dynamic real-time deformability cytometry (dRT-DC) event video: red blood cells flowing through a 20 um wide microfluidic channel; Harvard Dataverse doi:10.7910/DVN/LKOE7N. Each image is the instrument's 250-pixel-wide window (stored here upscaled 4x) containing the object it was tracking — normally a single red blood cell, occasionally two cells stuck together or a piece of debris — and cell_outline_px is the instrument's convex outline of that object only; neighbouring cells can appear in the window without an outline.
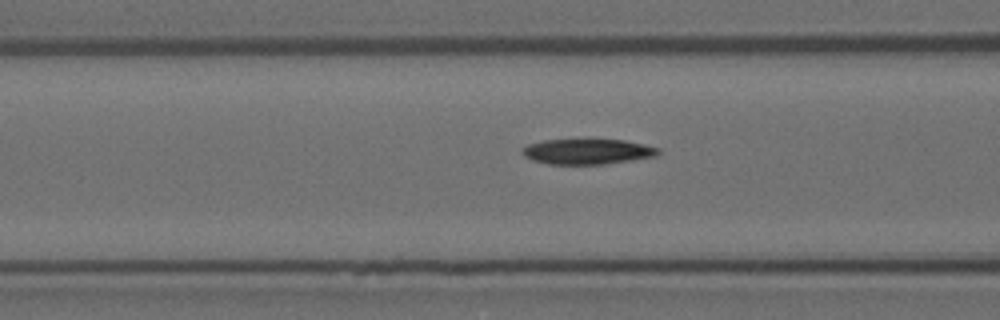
{"species": "Egyptian fruit bat (a non-hibernating species)", "species_latin": "Rousettus aegyptiacus", "temperature_condition": "room temperature", "stored_images_in_passage": 41, "camera_frame_rate_fps": 3000, "um_per_image_px": 0.085, "animal": {"sex": "female"}, "frame": {"image": 1, "passage_image": 18, "time_ms": 5.667, "image_size_px": [1000, 320], "cell_outline_px": [[660, 152], [656, 156], [632, 160], [604, 164], [548, 164], [532, 160], [524, 156], [520, 152], [528, 144], [544, 140], [624, 140], [644, 144], [660, 148]], "centroid_in_image_um": [49.94, 12.89], "position_along_channel_um": 116.7, "area_um2": 20.0}}
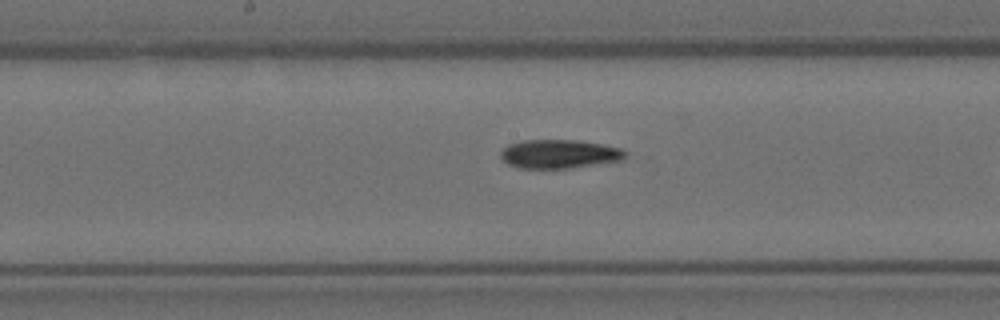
{"frame": {"image": 2, "passage_image": 25, "time_ms": 8.0, "image_size_px": [1000, 320], "cell_outline_px": [[628, 156], [624, 160], [568, 168], [520, 168], [508, 164], [500, 156], [500, 152], [508, 144], [520, 140], [576, 140], [600, 144], [620, 148], [628, 152]], "centroid_in_image_um": [47.55, 13.08], "position_along_channel_um": 200.7, "area_um2": 20.92}}
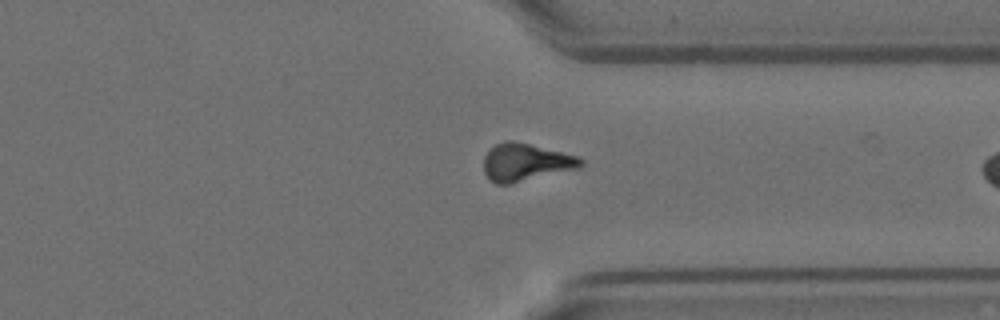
{"frame": {"image": 3, "passage_image": 39, "time_ms": 12.667, "image_size_px": [1000, 320], "cell_outline_px": [[584, 164], [580, 168], [512, 184], [496, 184], [484, 172], [484, 156], [496, 144], [504, 140], [512, 140], [580, 156], [584, 160]], "centroid_in_image_um": [44.73, 13.8], "position_along_channel_um": 366.7, "area_um2": 21.39}}